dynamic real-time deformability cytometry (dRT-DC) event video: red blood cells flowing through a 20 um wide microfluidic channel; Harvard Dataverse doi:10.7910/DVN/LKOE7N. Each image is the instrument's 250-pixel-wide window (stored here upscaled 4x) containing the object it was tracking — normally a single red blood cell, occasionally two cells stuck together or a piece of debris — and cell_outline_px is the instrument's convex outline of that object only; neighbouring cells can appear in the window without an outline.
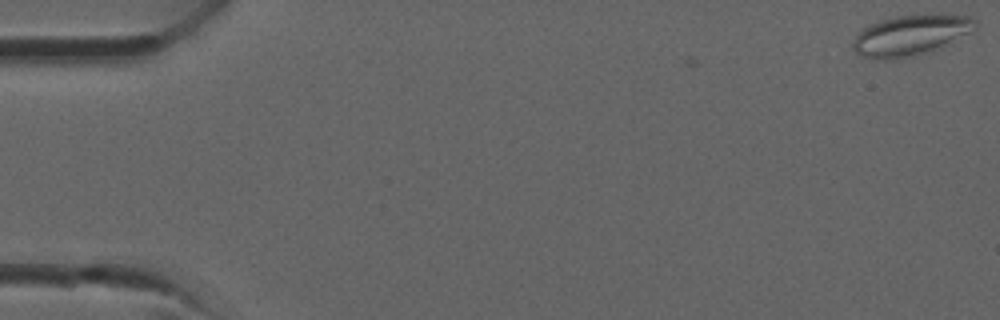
{"species": "common noctule bat (a hibernating species)", "species_latin": "Nyctalus noctula", "temperature_condition": "room temperature", "stored_images_in_passage": 5, "camera_frame_rate_fps": 3000, "um_per_image_px": 0.085, "animal": {"sex": "male", "forearm_length_mm": 52.5}, "frame": {"image": 1, "passage_image": 1, "time_ms": 0.0, "image_size_px": [1000, 320], "cell_outline_px": [[976, 28], [972, 32], [932, 52], [908, 56], [864, 56], [856, 52], [852, 48], [852, 40], [864, 28], [880, 20], [896, 16], [920, 12], [940, 12], [968, 16], [976, 20]], "centroid_in_image_um": [77.53, 2.9], "position_along_channel_um": 7.5, "area_um2": 28.9}}